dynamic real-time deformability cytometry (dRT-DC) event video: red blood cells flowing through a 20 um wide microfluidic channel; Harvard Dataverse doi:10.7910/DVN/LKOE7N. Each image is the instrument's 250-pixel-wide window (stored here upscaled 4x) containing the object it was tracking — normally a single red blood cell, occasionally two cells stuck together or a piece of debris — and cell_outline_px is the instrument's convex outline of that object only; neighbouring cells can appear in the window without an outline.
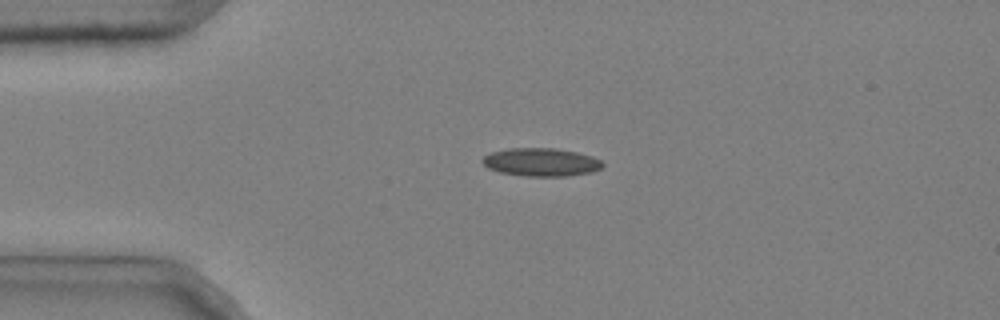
{"species": "common noctule bat (a hibernating species)", "species_latin": "Nyctalus noctula", "temperature_condition": "cold", "stored_images_in_passage": 19, "camera_frame_rate_fps": 3000, "um_per_image_px": 0.085, "animal": {"sex": "male", "body_mass_g": 20.4}, "frame": {"image": 1, "passage_image": 1, "time_ms": 0.0, "image_size_px": [1000, 320], "cell_outline_px": [[604, 164], [600, 168], [592, 172], [568, 176], [524, 176], [500, 172], [488, 168], [480, 160], [488, 152], [508, 148], [556, 148], [576, 152], [592, 156], [600, 160]], "centroid_in_image_um": [45.96, 13.77], "position_along_channel_um": 39.0, "area_um2": 19.83}}
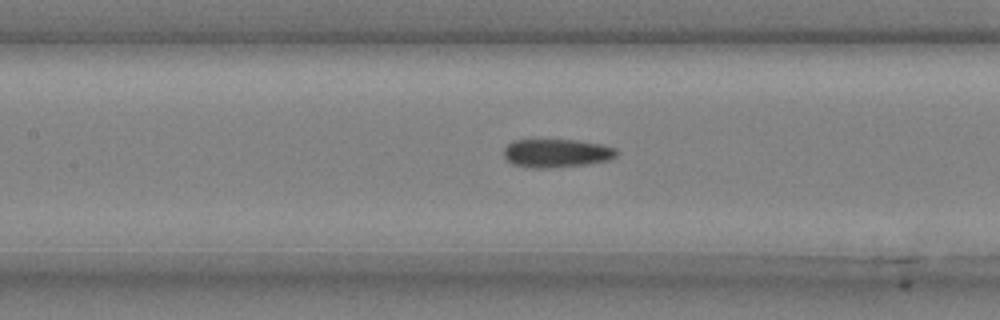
{"frame": {"image": 2, "passage_image": 13, "time_ms": 4.0, "image_size_px": [1000, 320], "cell_outline_px": [[620, 152], [616, 156], [608, 160], [584, 164], [544, 168], [536, 168], [512, 164], [504, 156], [504, 148], [512, 140], [576, 140], [600, 144], [616, 148]], "centroid_in_image_um": [47.31, 13.01], "position_along_channel_um": 160.1, "area_um2": 18.5}}
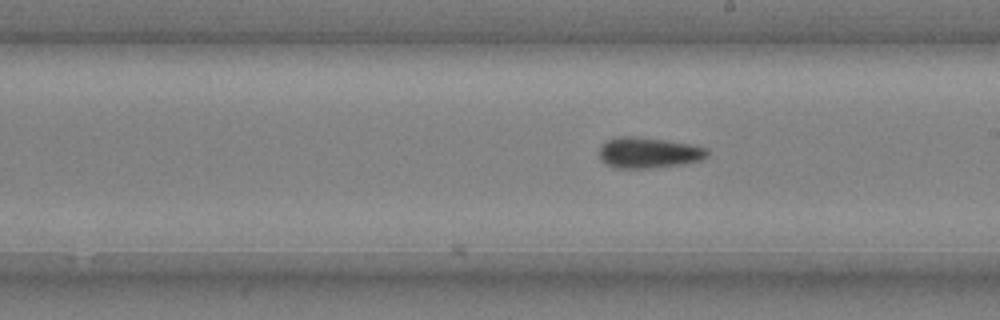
{"frame": {"image": 3, "passage_image": 19, "time_ms": 6.0, "image_size_px": [1000, 320], "cell_outline_px": [[708, 156], [704, 160], [684, 164], [656, 168], [616, 168], [600, 160], [600, 148], [608, 140], [620, 136], [636, 136], [664, 140], [688, 144], [708, 148]], "centroid_in_image_um": [55.17, 12.99], "position_along_channel_um": 233.8, "area_um2": 19.42}}